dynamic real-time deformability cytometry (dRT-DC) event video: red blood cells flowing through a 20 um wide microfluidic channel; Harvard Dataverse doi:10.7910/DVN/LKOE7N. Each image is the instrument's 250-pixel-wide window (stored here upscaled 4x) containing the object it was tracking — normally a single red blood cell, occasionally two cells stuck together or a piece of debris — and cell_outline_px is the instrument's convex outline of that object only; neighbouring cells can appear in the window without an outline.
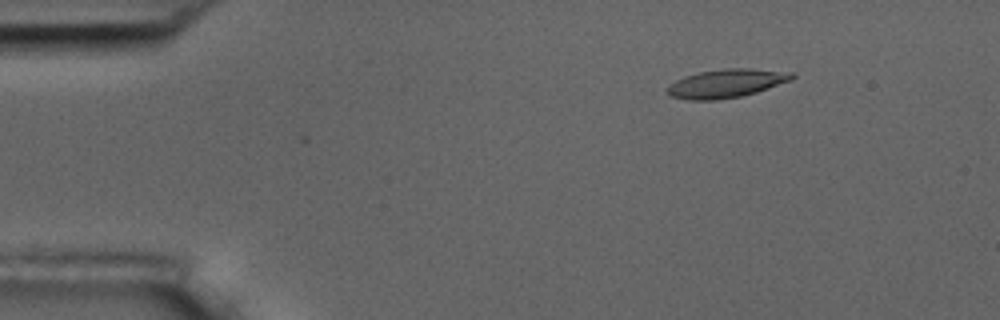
{"species": "common noctule bat (a hibernating species)", "species_latin": "Nyctalus noctula", "temperature_condition": "room temperature", "stored_images_in_passage": 4, "camera_frame_rate_fps": 3000, "um_per_image_px": 0.085, "animal": {"sex": "male", "body_mass_g": 17.5, "forearm_length_mm": 52.3}, "frame": {"image": 1, "passage_image": 2, "time_ms": 1.0, "image_size_px": [1000, 320], "cell_outline_px": [[796, 76], [792, 80], [756, 92], [740, 96], [716, 100], [688, 100], [668, 96], [664, 92], [668, 84], [684, 76], [700, 72], [724, 68], [748, 68], [796, 72]], "centroid_in_image_um": [61.71, 7.08], "position_along_channel_um": 23.3, "area_um2": 21.04}}